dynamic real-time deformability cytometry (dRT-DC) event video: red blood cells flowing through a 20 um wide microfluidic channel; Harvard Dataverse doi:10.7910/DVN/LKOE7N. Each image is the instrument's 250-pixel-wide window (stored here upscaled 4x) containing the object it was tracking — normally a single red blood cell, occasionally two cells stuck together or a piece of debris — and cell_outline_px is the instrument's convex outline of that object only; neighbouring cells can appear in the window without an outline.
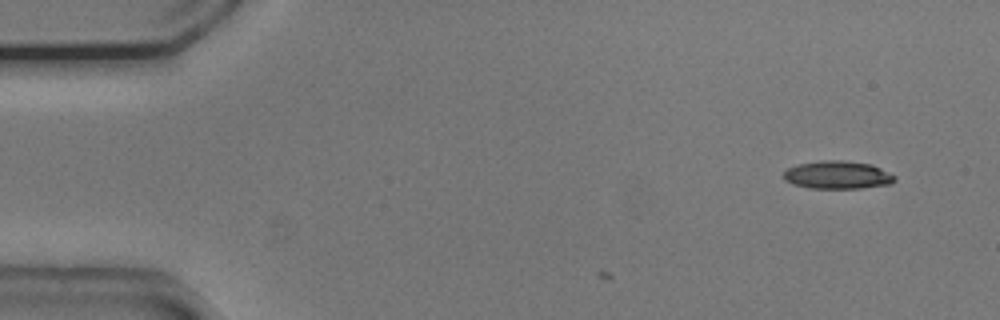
{"species": "common noctule bat (a hibernating species)", "species_latin": "Nyctalus noctula", "temperature_condition": "cold", "stored_images_in_passage": 4, "camera_frame_rate_fps": 3000, "um_per_image_px": 0.085, "animal": {"sex": "male", "body_mass_g": 20.5, "forearm_length_mm": 52.5}, "frame": {"image": 1, "passage_image": 4, "time_ms": 1.0, "image_size_px": [1000, 320], "cell_outline_px": [[896, 180], [892, 184], [860, 188], [808, 188], [792, 184], [784, 180], [784, 172], [788, 168], [796, 164], [820, 160], [844, 160], [872, 164], [896, 176]], "centroid_in_image_um": [71.19, 14.86], "position_along_channel_um": 13.8, "area_um2": 18.32}}